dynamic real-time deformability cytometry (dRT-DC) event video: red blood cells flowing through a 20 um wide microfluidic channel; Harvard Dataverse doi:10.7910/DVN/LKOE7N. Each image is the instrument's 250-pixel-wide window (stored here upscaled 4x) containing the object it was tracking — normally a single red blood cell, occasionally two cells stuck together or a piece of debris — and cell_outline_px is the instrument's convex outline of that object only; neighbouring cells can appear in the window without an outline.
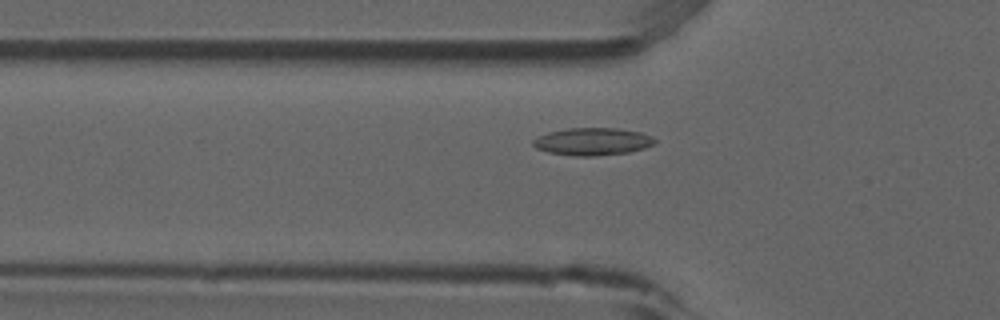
{"species": "common noctule bat (a hibernating species)", "species_latin": "Nyctalus noctula", "temperature_condition": "room temperature", "stored_images_in_passage": 42, "camera_frame_rate_fps": 3000, "um_per_image_px": 0.085, "animal": {"sex": "male", "forearm_length_mm": 52.5}, "frame": {"image": 1, "passage_image": 6, "time_ms": 1.667, "image_size_px": [1000, 320], "cell_outline_px": [[656, 144], [644, 148], [628, 152], [592, 156], [572, 156], [548, 152], [536, 148], [532, 144], [532, 140], [548, 132], [568, 128], [616, 128], [640, 132], [652, 136], [656, 140]], "centroid_in_image_um": [50.37, 12.03], "position_along_channel_um": 75.4, "area_um2": 19.48}}
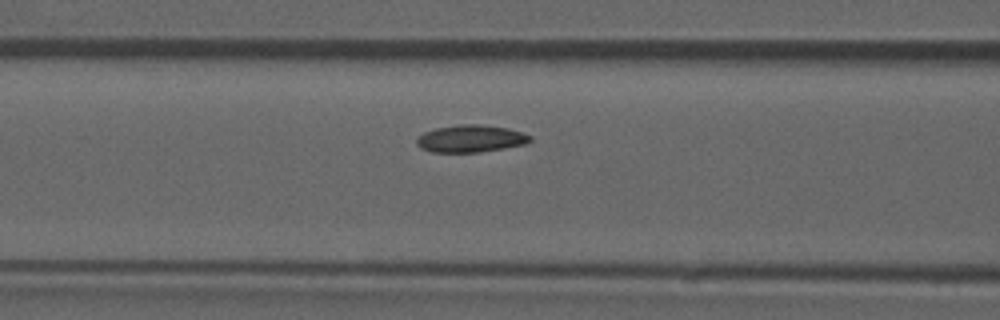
{"frame": {"image": 2, "passage_image": 10, "time_ms": 3.0, "image_size_px": [1000, 320], "cell_outline_px": [[532, 140], [524, 144], [480, 152], [432, 152], [420, 148], [416, 144], [416, 140], [424, 132], [436, 128], [460, 124], [476, 124], [508, 128], [532, 136]], "centroid_in_image_um": [39.99, 11.78], "position_along_channel_um": 126.6, "area_um2": 17.86}}
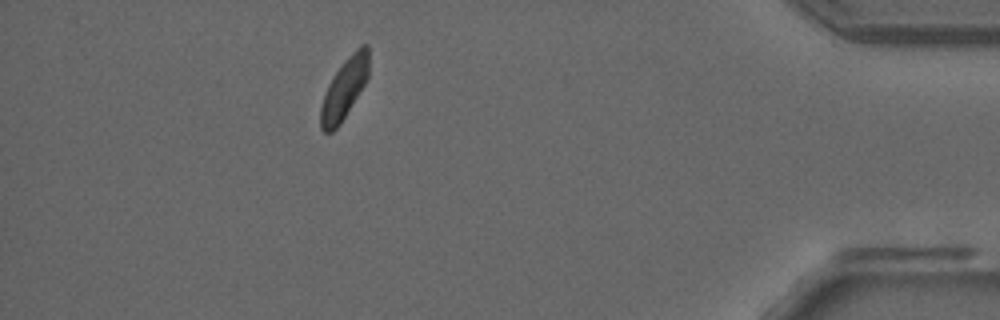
{"frame": {"image": 3, "passage_image": 36, "time_ms": 11.667, "image_size_px": [1000, 320], "cell_outline_px": [[368, 76], [364, 84], [340, 124], [332, 132], [324, 132], [320, 128], [320, 108], [328, 84], [344, 60], [360, 44], [368, 44]], "centroid_in_image_um": [29.25, 7.53], "position_along_channel_um": 405.9, "area_um2": 16.7}, "authors_computed_cell_mechanics": {"area_um2": 17.4556, "velocity_mm_per_s": 3.8136, "shape_relaxation_time_tau1_ms": 6.5131, "shape_relaxation_time_tau2_ms": 1.8309, "deformation_change_tau1": 0.1099, "deformation_change_tau2": 0.0727}}